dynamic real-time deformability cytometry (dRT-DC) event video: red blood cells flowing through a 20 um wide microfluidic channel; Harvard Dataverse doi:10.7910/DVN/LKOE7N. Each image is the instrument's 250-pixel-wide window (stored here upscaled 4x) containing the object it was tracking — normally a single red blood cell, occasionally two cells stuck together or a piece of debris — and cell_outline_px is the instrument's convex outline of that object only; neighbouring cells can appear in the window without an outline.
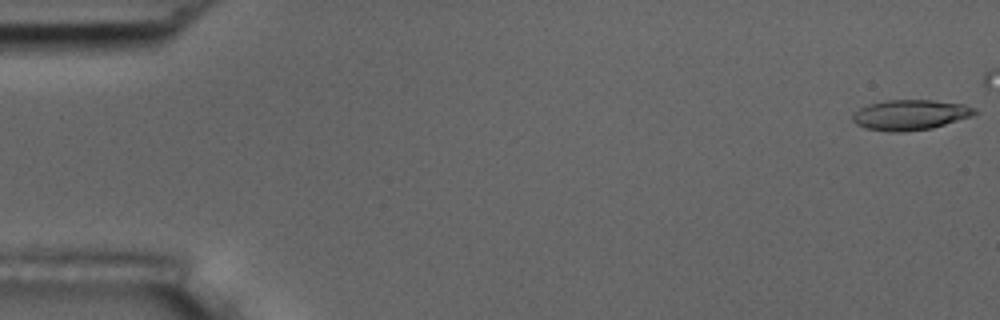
{"species": "common noctule bat (a hibernating species)", "species_latin": "Nyctalus noctula", "temperature_condition": "room temperature", "stored_images_in_passage": 27, "camera_frame_rate_fps": 3000, "um_per_image_px": 0.085, "animal": {"sex": "male", "body_mass_g": 17.5, "forearm_length_mm": 52.3}, "frame": {"image": 1, "passage_image": 1, "time_ms": 0.0, "image_size_px": [1000, 320], "cell_outline_px": [[980, 112], [972, 116], [932, 128], [904, 132], [888, 132], [864, 128], [856, 124], [852, 120], [852, 116], [860, 108], [868, 104], [888, 100], [932, 100], [964, 104], [976, 108]], "centroid_in_image_um": [77.39, 9.77], "position_along_channel_um": 7.6, "area_um2": 21.68}}
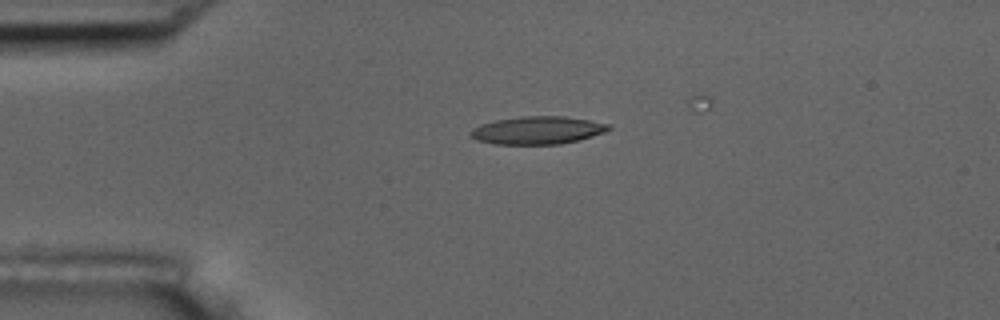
{"frame": {"image": 2, "passage_image": 13, "time_ms": 4.0, "image_size_px": [1000, 320], "cell_outline_px": [[612, 128], [604, 132], [580, 140], [560, 144], [496, 144], [476, 140], [468, 132], [472, 128], [480, 124], [496, 120], [520, 116], [564, 116], [612, 124]], "centroid_in_image_um": [45.69, 11.07], "position_along_channel_um": 39.3, "area_um2": 22.48}}
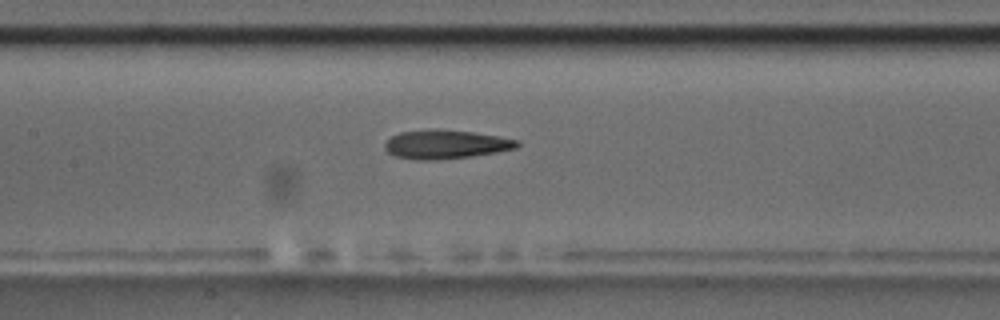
{"frame": {"image": 3, "passage_image": 26, "time_ms": 8.333, "image_size_px": [1000, 320], "cell_outline_px": [[520, 144], [516, 148], [496, 152], [472, 156], [432, 160], [420, 160], [396, 156], [388, 152], [384, 148], [384, 144], [392, 136], [400, 132], [432, 128], [436, 128], [472, 132], [520, 140]], "centroid_in_image_um": [37.88, 12.26], "position_along_channel_um": 169.5, "area_um2": 22.2}}